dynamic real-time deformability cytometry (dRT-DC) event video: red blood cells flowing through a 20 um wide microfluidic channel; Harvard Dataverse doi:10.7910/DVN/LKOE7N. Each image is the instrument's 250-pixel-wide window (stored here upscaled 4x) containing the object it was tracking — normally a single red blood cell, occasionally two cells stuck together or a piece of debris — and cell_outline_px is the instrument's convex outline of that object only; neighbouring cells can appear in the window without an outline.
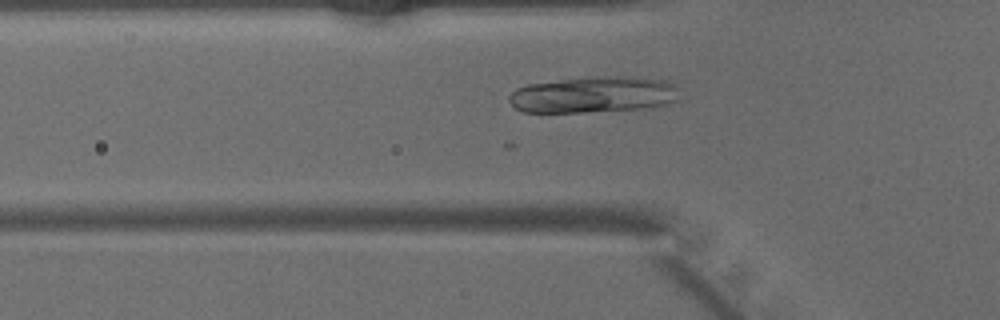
{"species": "common noctule bat (a hibernating species)", "species_latin": "Nyctalus noctula", "temperature_condition": "warm", "stored_images_in_passage": 28, "camera_frame_rate_fps": 3000, "um_per_image_px": 0.085, "animal": {"sex": "male", "body_mass_g": 15.6}, "frame": {"image": 1, "passage_image": 4, "time_ms": 1.0, "image_size_px": [1000, 320], "cell_outline_px": [[680, 100], [668, 104], [644, 108], [580, 112], [524, 112], [516, 108], [508, 100], [508, 96], [516, 88], [528, 84], [584, 76], [636, 76], [664, 80], [672, 84], [676, 88]], "centroid_in_image_um": [50.45, 8.02], "position_along_channel_um": 75.3, "area_um2": 36.36}}
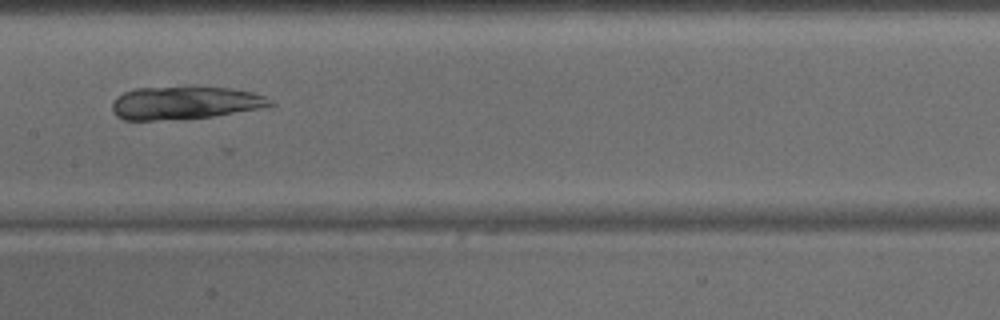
{"frame": {"image": 2, "passage_image": 12, "time_ms": 3.667, "image_size_px": [1000, 320], "cell_outline_px": [[276, 104], [260, 108], [212, 116], [184, 120], [124, 120], [116, 116], [112, 112], [112, 104], [116, 96], [124, 92], [136, 88], [192, 84], [232, 88], [252, 92], [264, 96], [272, 100]], "centroid_in_image_um": [15.69, 8.71], "position_along_channel_um": 191.7, "area_um2": 31.56}}
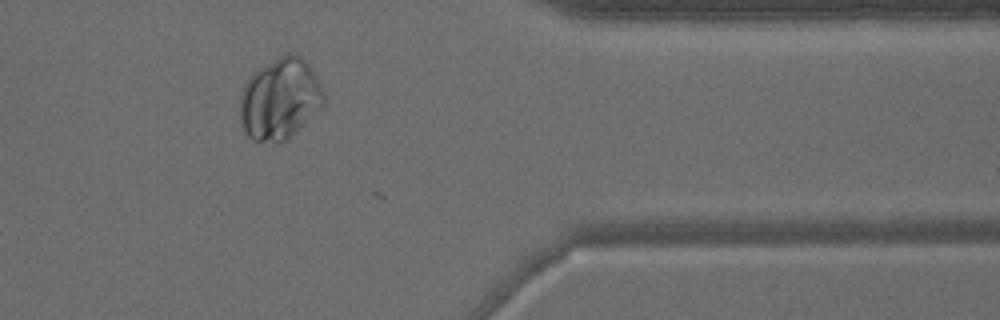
{"frame": {"image": 3, "passage_image": 27, "time_ms": 8.667, "image_size_px": [1000, 320], "cell_outline_px": [[324, 104], [288, 140], [280, 144], [276, 144], [252, 140], [248, 136], [244, 128], [240, 116], [240, 92], [244, 84], [252, 72], [284, 52], [296, 52], [312, 68], [320, 80], [324, 92]], "centroid_in_image_um": [23.8, 8.39], "position_along_channel_um": 387.6, "area_um2": 40.46}}